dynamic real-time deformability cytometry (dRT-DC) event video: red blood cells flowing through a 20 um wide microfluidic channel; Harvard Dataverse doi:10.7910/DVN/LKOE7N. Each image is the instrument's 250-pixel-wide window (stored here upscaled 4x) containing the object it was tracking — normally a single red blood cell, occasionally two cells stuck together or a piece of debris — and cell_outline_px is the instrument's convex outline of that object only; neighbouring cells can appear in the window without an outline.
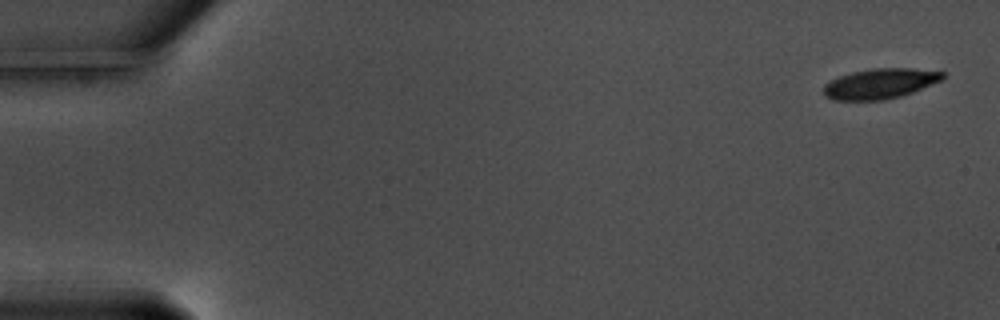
{"species": "common noctule bat (a hibernating species)", "species_latin": "Nyctalus noctula", "temperature_condition": "warm", "stored_images_in_passage": 16, "camera_frame_rate_fps": 3000, "um_per_image_px": 0.085, "animal": {"sex": "male", "body_mass_g": 17.5, "forearm_length_mm": 52.3}, "frame": {"image": 1, "passage_image": 1, "time_ms": 0.0, "image_size_px": [1000, 320], "cell_outline_px": [[944, 80], [912, 92], [900, 96], [884, 100], [832, 100], [824, 96], [824, 84], [840, 76], [852, 72], [872, 68], [908, 68], [944, 72]], "centroid_in_image_um": [74.81, 7.11], "position_along_channel_um": 10.2, "area_um2": 20.92}}
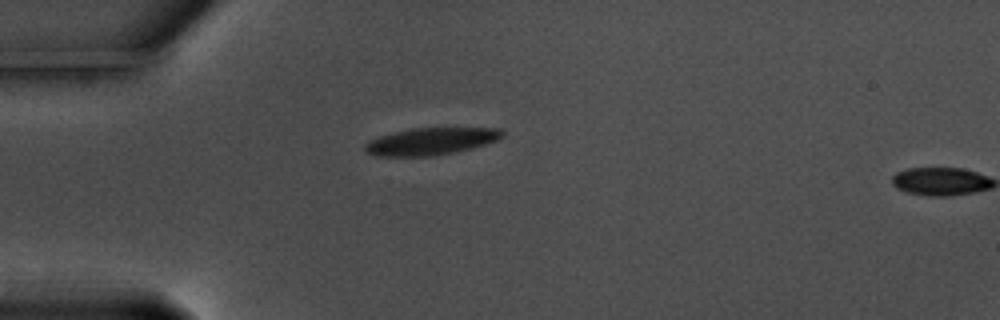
{"frame": {"image": 2, "passage_image": 15, "time_ms": 4.667, "image_size_px": [1000, 320], "cell_outline_px": [[504, 136], [496, 140], [484, 144], [452, 152], [432, 156], [376, 156], [368, 152], [364, 148], [364, 144], [368, 140], [380, 136], [412, 128], [500, 128], [504, 132]], "centroid_in_image_um": [36.6, 12.0], "position_along_channel_um": 48.4, "area_um2": 21.39}}